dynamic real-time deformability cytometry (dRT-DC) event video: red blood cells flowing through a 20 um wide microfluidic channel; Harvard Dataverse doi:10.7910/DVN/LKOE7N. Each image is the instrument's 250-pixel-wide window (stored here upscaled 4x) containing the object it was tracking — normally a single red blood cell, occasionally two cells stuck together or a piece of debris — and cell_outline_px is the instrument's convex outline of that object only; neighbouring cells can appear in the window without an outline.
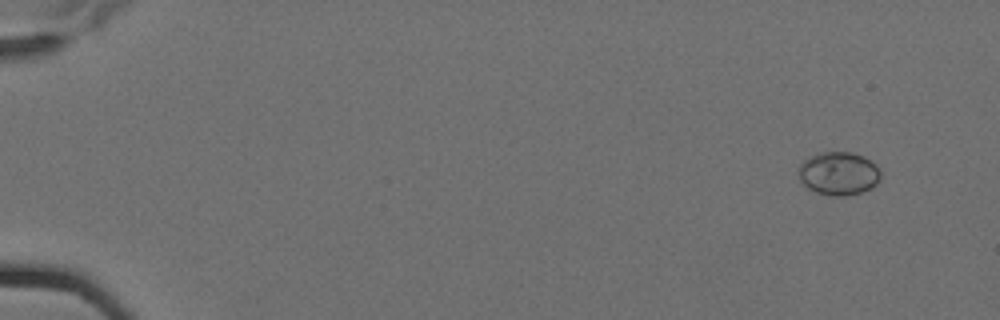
{"species": "Egyptian fruit bat (a non-hibernating species)", "species_latin": "Rousettus aegyptiacus", "temperature_condition": "cold", "stored_images_in_passage": 11, "camera_frame_rate_fps": 3000, "um_per_image_px": 0.085, "animal": {"sex": "female"}, "frame": {"image": 1, "passage_image": 1, "time_ms": 0.0, "image_size_px": [1000, 320], "cell_outline_px": [[880, 180], [872, 188], [860, 192], [844, 196], [832, 196], [816, 192], [808, 188], [800, 180], [800, 164], [804, 160], [820, 152], [852, 152], [864, 156], [876, 164], [880, 168]], "centroid_in_image_um": [71.32, 14.74], "position_along_channel_um": 13.7, "area_um2": 20.69}}
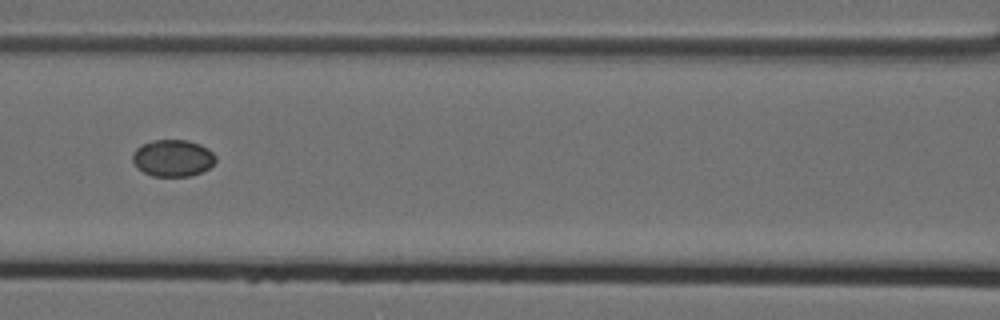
{"frame": {"image": 2, "passage_image": 7, "time_ms": 2.0, "image_size_px": [1000, 320], "cell_outline_px": [[216, 160], [208, 168], [192, 176], [152, 176], [136, 168], [132, 160], [132, 152], [140, 144], [152, 140], [188, 140], [200, 144], [208, 148], [216, 156]], "centroid_in_image_um": [14.65, 13.43], "position_along_channel_um": 151.9, "area_um2": 18.03}}
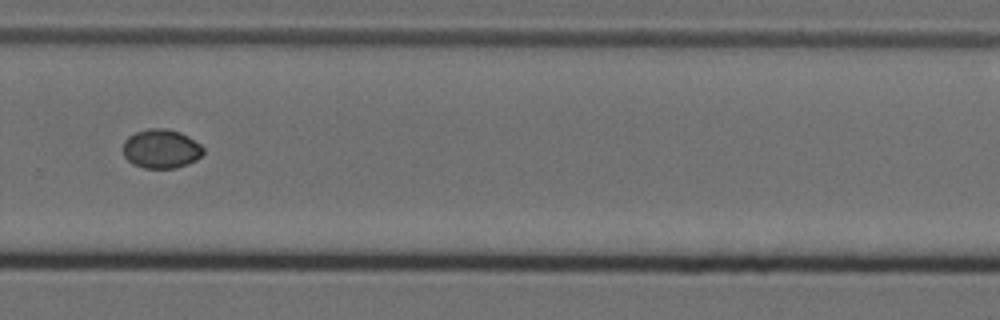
{"frame": {"image": 3, "passage_image": 11, "time_ms": 3.333, "image_size_px": [1000, 320], "cell_outline_px": [[204, 152], [196, 160], [188, 164], [176, 168], [144, 168], [132, 164], [124, 156], [124, 140], [128, 136], [136, 132], [148, 128], [168, 128], [180, 132], [188, 136], [200, 144], [204, 148]], "centroid_in_image_um": [13.7, 12.64], "position_along_channel_um": 316.1, "area_um2": 18.38}}